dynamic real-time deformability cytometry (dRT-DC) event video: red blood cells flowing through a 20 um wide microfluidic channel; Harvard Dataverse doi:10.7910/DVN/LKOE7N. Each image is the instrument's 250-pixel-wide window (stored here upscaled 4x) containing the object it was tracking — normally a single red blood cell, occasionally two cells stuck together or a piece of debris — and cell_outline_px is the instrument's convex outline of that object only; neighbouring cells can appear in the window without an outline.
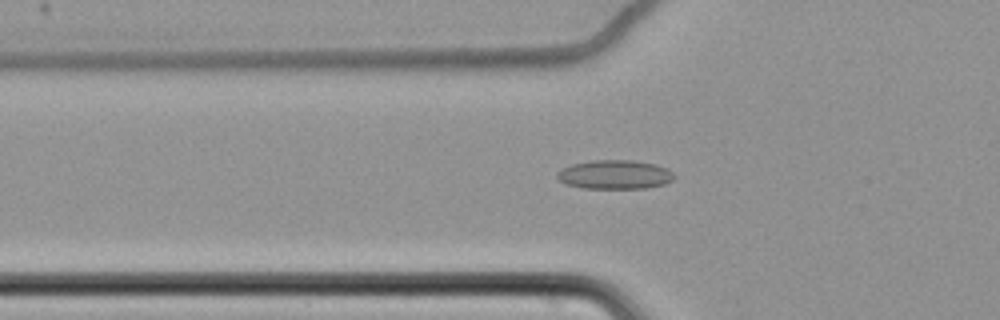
{"species": "common noctule bat (a hibernating species)", "species_latin": "Nyctalus noctula", "temperature_condition": "cold", "stored_images_in_passage": 64, "camera_frame_rate_fps": 3000, "um_per_image_px": 0.085, "animal": {"sex": "female", "body_mass_g": 22.7, "forearm_length_mm": 54.2}, "frame": {"image": 1, "passage_image": 25, "time_ms": 8.0, "image_size_px": [1000, 320], "cell_outline_px": [[676, 176], [672, 180], [664, 184], [648, 188], [584, 188], [564, 184], [556, 176], [556, 172], [572, 164], [592, 160], [632, 160], [656, 164], [668, 168]], "centroid_in_image_um": [52.27, 14.84], "position_along_channel_um": 73.5, "area_um2": 19.88}}
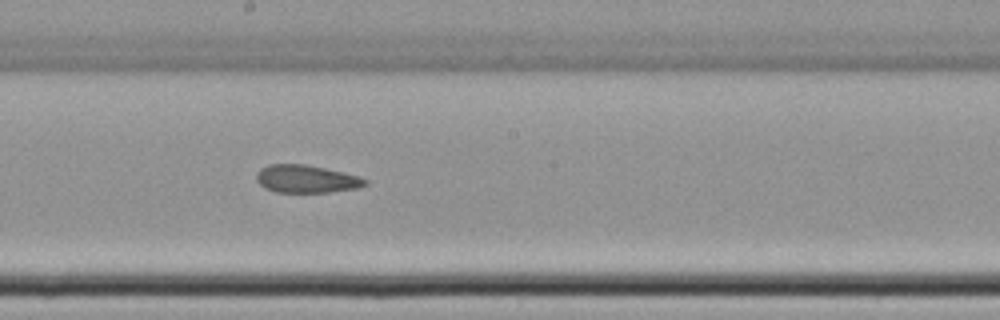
{"frame": {"image": 2, "passage_image": 38, "time_ms": 12.333, "image_size_px": [1000, 320], "cell_outline_px": [[368, 184], [360, 188], [328, 192], [276, 192], [264, 188], [256, 180], [256, 172], [260, 168], [268, 164], [304, 164], [324, 168], [356, 176], [368, 180]], "centroid_in_image_um": [26.0, 15.21], "position_along_channel_um": 222.2, "area_um2": 17.57}}
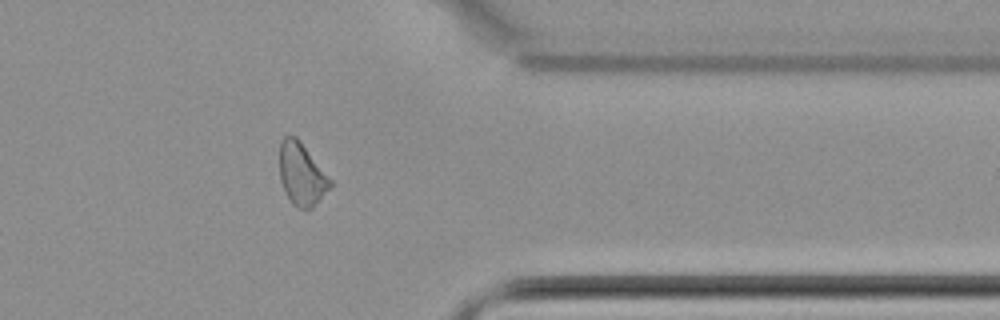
{"frame": {"image": 3, "passage_image": 53, "time_ms": 17.333, "image_size_px": [1000, 320], "cell_outline_px": [[332, 188], [312, 208], [296, 208], [292, 204], [280, 180], [280, 140], [284, 136], [296, 136], [300, 140], [332, 180]], "centroid_in_image_um": [25.66, 14.81], "position_along_channel_um": 385.7, "area_um2": 18.5}, "authors_computed_cell_mechanics": {"area_um2": 19.3052, "velocity_mm_per_s": 3.4694, "shape_relaxation_time_tau1_ms": null, "shape_relaxation_time_tau2_ms": 3.81, "deformation_change_tau1": null, "deformation_change_tau2": 0.0749}}